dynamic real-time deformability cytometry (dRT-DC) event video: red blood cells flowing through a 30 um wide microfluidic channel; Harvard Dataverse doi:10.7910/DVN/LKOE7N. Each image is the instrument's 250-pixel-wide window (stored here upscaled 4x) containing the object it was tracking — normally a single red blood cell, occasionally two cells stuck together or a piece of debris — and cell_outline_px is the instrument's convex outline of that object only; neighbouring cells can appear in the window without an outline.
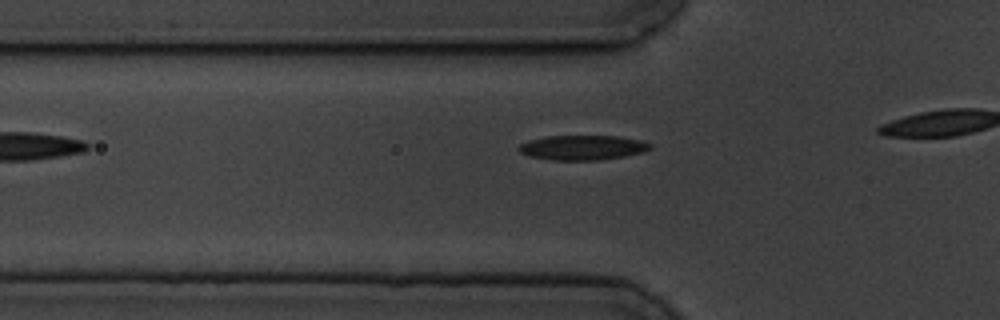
{"species": "common noctule bat (a hibernating species)", "species_latin": "Nyctalus noctula", "temperature_condition": "cold", "stored_images_in_passage": 2, "camera_frame_rate_fps": 3000, "um_per_image_px": 0.085, "animal": {"sex": "male", "body_mass_g": 19.5, "forearm_length_mm": 54.6}, "frame": {"image": 1, "passage_image": 2, "time_ms": 1.333, "image_size_px": [1000, 320], "cell_outline_px": [[652, 148], [644, 152], [624, 156], [600, 160], [552, 160], [528, 156], [520, 152], [516, 148], [520, 144], [532, 140], [548, 136], [616, 136], [640, 140], [652, 144]], "centroid_in_image_um": [49.53, 12.55], "position_along_channel_um": 76.3, "area_um2": 18.9}}